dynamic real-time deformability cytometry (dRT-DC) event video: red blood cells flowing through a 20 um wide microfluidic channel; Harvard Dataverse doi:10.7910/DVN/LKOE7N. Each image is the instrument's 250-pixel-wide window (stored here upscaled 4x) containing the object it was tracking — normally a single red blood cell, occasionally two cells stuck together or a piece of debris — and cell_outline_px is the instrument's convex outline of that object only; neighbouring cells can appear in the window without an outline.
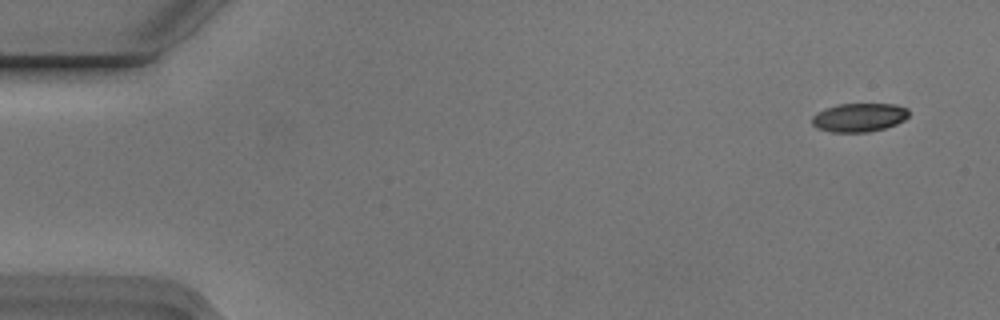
{"species": "Egyptian fruit bat (a non-hibernating species)", "species_latin": "Rousettus aegyptiacus", "temperature_condition": "cold", "stored_images_in_passage": 5, "camera_frame_rate_fps": 3000, "um_per_image_px": 0.085, "animal": {"sex": "male"}, "frame": {"image": 1, "passage_image": 1, "time_ms": 0.0, "image_size_px": [1000, 320], "cell_outline_px": [[908, 116], [904, 120], [896, 124], [884, 128], [868, 132], [832, 132], [816, 128], [812, 124], [812, 116], [816, 112], [824, 108], [840, 104], [896, 104], [908, 108]], "centroid_in_image_um": [73.0, 9.98], "position_along_channel_um": 12.0, "area_um2": 16.24}}